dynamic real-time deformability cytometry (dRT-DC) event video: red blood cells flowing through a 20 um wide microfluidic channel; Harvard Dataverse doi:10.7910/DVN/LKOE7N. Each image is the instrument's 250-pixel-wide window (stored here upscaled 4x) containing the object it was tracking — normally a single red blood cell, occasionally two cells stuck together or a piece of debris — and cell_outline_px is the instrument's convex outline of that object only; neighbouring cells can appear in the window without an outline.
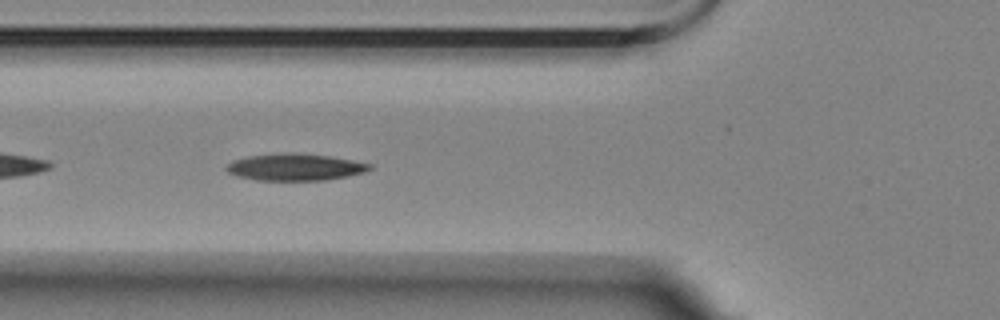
{"species": "Egyptian fruit bat (a non-hibernating species)", "species_latin": "Rousettus aegyptiacus", "temperature_condition": "room temperature", "stored_images_in_passage": 41, "camera_frame_rate_fps": 3000, "um_per_image_px": 0.085, "animal": {"sex": "female"}, "frame": {"image": 1, "passage_image": 6, "time_ms": 1.667, "image_size_px": [1000, 320], "cell_outline_px": [[372, 168], [364, 172], [348, 176], [324, 180], [256, 180], [236, 176], [228, 172], [224, 168], [232, 160], [248, 156], [292, 152], [328, 156], [352, 160], [372, 164]], "centroid_in_image_um": [25.06, 14.2], "position_along_channel_um": 100.7, "area_um2": 22.37}}
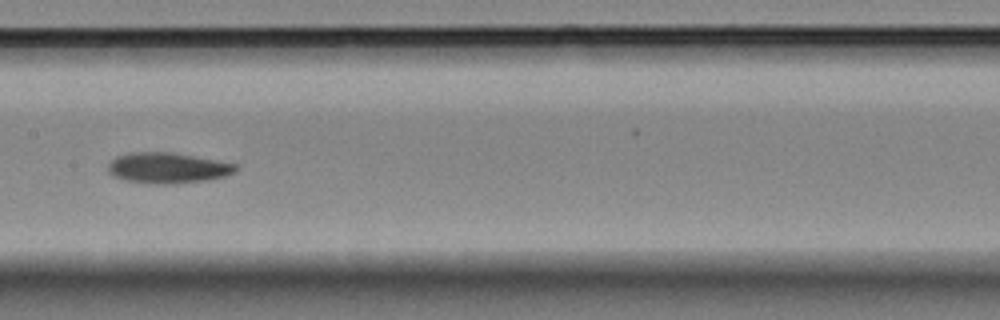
{"frame": {"image": 2, "passage_image": 14, "time_ms": 4.333, "image_size_px": [1000, 320], "cell_outline_px": [[240, 168], [236, 172], [224, 176], [208, 180], [172, 184], [156, 184], [124, 180], [112, 176], [108, 172], [108, 164], [116, 156], [128, 152], [172, 152], [216, 160], [236, 164]], "centroid_in_image_um": [14.24, 14.27], "position_along_channel_um": 193.2, "area_um2": 23.0}}
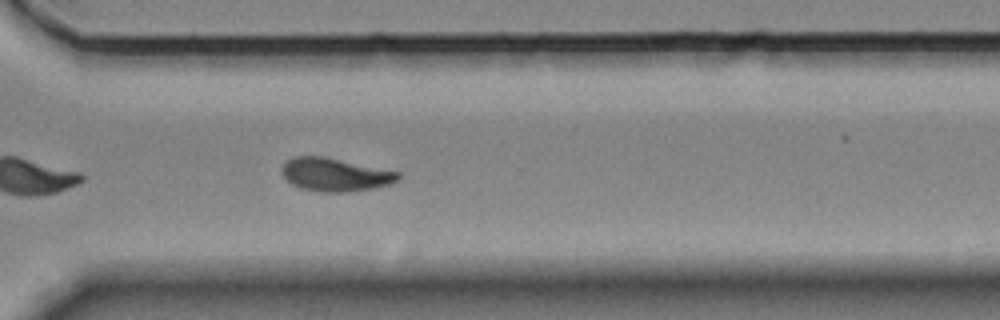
{"frame": {"image": 3, "passage_image": 27, "time_ms": 8.667, "image_size_px": [1000, 320], "cell_outline_px": [[400, 176], [396, 180], [388, 184], [372, 188], [344, 192], [320, 192], [300, 188], [292, 184], [284, 176], [280, 168], [292, 156], [320, 156], [400, 172]], "centroid_in_image_um": [28.43, 14.84], "position_along_channel_um": 342.2, "area_um2": 22.08}}